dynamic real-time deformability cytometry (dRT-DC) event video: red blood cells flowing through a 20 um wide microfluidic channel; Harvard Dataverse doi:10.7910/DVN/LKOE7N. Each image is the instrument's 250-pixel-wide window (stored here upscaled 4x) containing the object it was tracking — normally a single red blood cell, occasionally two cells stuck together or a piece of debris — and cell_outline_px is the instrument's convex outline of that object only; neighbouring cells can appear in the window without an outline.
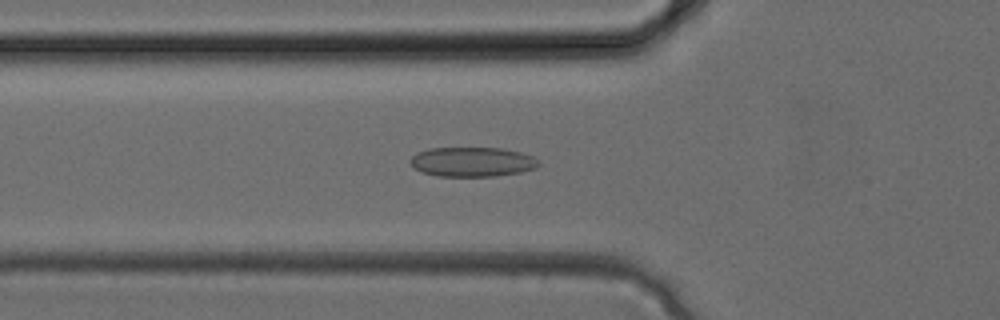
{"species": "common noctule bat (a hibernating species)", "species_latin": "Nyctalus noctula", "temperature_condition": "cold", "stored_images_in_passage": 23, "camera_frame_rate_fps": 3000, "um_per_image_px": 0.085, "animal": {"sex": "female", "body_mass_g": 24.6, "forearm_length_mm": 56.2}, "frame": {"image": 1, "passage_image": 7, "time_ms": 2.0, "image_size_px": [1000, 320], "cell_outline_px": [[540, 164], [536, 168], [520, 172], [492, 176], [436, 176], [420, 172], [412, 168], [408, 160], [416, 152], [428, 148], [500, 148], [520, 152], [532, 156]], "centroid_in_image_um": [40.06, 13.76], "position_along_channel_um": 85.7, "area_um2": 22.25}}
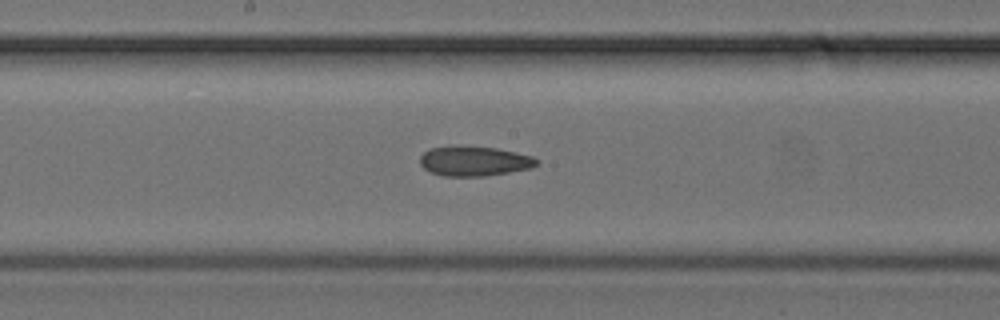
{"frame": {"image": 2, "passage_image": 13, "time_ms": 4.0, "image_size_px": [1000, 320], "cell_outline_px": [[540, 164], [532, 168], [484, 176], [444, 176], [432, 172], [424, 168], [420, 164], [420, 156], [424, 152], [432, 148], [496, 148], [532, 156], [540, 160]], "centroid_in_image_um": [40.38, 13.73], "position_along_channel_um": 207.8, "area_um2": 19.59}}
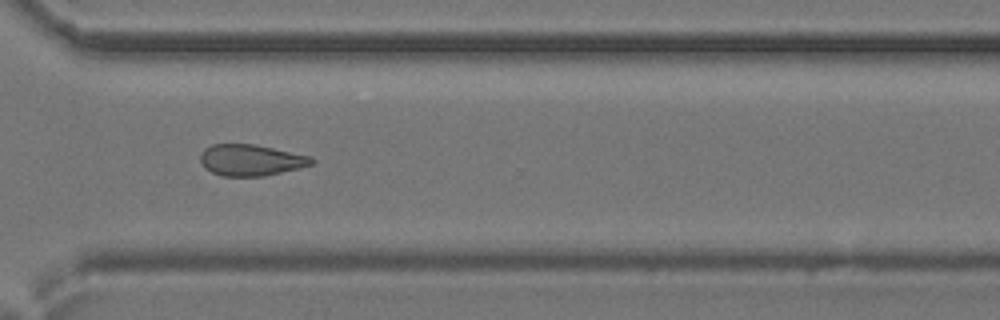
{"frame": {"image": 3, "passage_image": 20, "time_ms": 6.333, "image_size_px": [1000, 320], "cell_outline_px": [[316, 160], [312, 164], [300, 168], [264, 176], [220, 176], [204, 168], [200, 160], [200, 152], [204, 148], [212, 144], [252, 144], [272, 148], [308, 156]], "centroid_in_image_um": [21.27, 13.61], "position_along_channel_um": 349.3, "area_um2": 20.23}}